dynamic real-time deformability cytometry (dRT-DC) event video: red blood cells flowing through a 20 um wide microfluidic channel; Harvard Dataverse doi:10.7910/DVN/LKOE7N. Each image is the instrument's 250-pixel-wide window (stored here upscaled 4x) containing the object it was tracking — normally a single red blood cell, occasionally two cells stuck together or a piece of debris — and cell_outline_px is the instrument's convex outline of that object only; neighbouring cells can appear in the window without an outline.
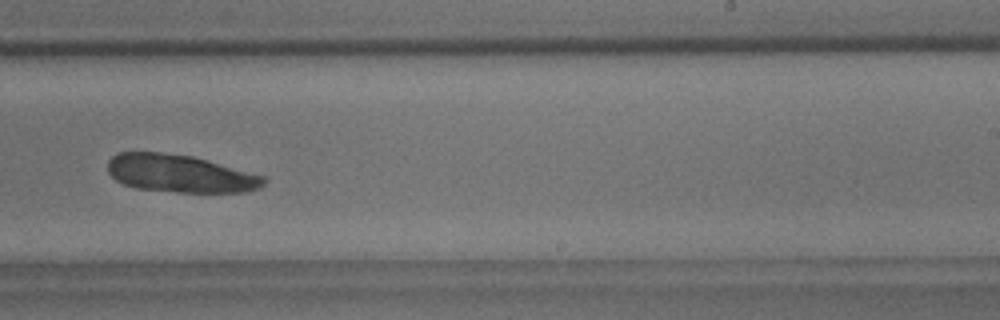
{"species": "common noctule bat (a hibernating species)", "species_latin": "Nyctalus noctula", "temperature_condition": "room temperature", "stored_images_in_passage": 49, "camera_frame_rate_fps": 3000, "um_per_image_px": 0.085, "animal": {"sex": "male", "body_mass_g": 18.8}, "frame": {"image": 1, "passage_image": 34, "time_ms": 11.0, "image_size_px": [1000, 320], "cell_outline_px": [[268, 180], [260, 188], [248, 192], [176, 192], [136, 188], [124, 184], [116, 180], [108, 172], [108, 160], [112, 156], [120, 152], [160, 152], [192, 156], [208, 160], [264, 176]], "centroid_in_image_um": [15.32, 14.75], "position_along_channel_um": 273.7, "area_um2": 34.33}}